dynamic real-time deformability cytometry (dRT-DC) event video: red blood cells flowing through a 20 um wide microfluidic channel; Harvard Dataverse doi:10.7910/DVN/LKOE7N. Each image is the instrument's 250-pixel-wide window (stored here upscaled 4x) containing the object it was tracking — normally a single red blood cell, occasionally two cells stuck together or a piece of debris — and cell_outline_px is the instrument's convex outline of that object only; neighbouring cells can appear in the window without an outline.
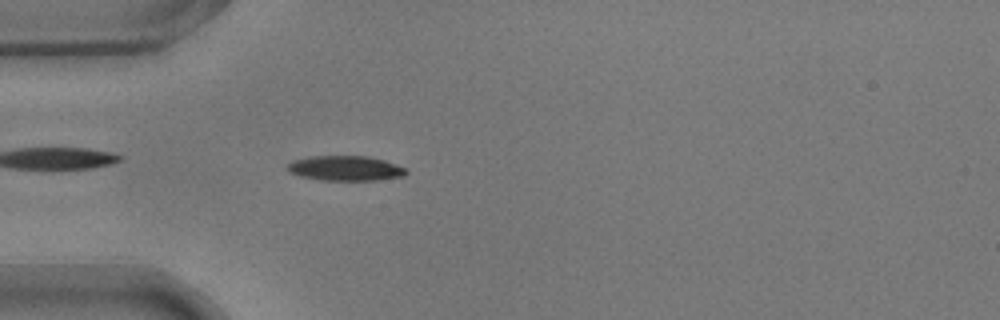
{"species": "common noctule bat (a hibernating species)", "species_latin": "Nyctalus noctula", "temperature_condition": "warm", "stored_images_in_passage": 54, "camera_frame_rate_fps": 3000, "um_per_image_px": 0.085, "animal": {"sex": "male", "body_mass_g": 17.9}, "frame": {"image": 1, "passage_image": 16, "time_ms": 5.0, "image_size_px": [1000, 320], "cell_outline_px": [[408, 172], [404, 176], [380, 180], [320, 180], [300, 176], [288, 172], [284, 168], [292, 160], [312, 156], [368, 156], [384, 160], [396, 164], [404, 168]], "centroid_in_image_um": [29.33, 14.3], "position_along_channel_um": 55.7, "area_um2": 17.4}}
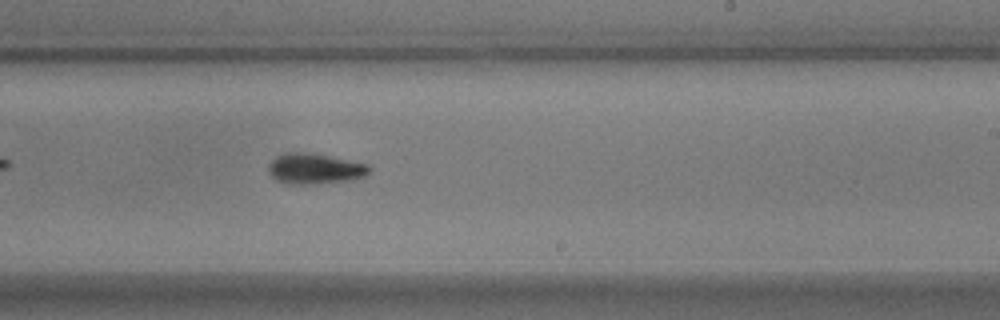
{"frame": {"image": 2, "passage_image": 33, "time_ms": 10.667, "image_size_px": [1000, 320], "cell_outline_px": [[372, 168], [364, 176], [352, 180], [312, 184], [288, 184], [276, 180], [268, 172], [268, 164], [276, 156], [292, 152], [304, 152], [328, 156], [368, 164]], "centroid_in_image_um": [26.74, 14.35], "position_along_channel_um": 262.3, "area_um2": 17.86}}
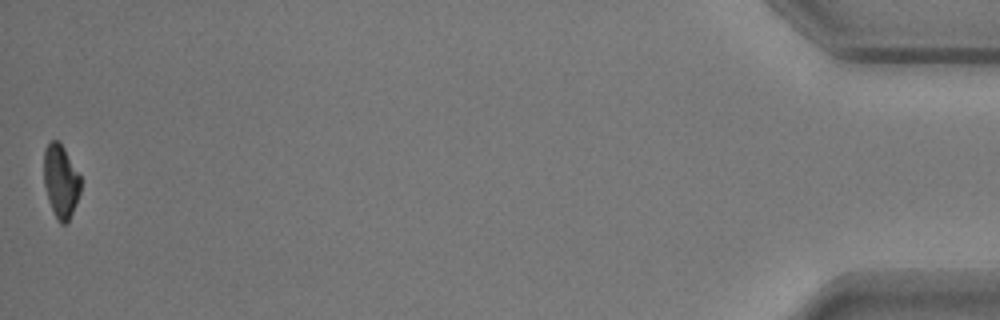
{"frame": {"image": 3, "passage_image": 54, "time_ms": 17.667, "image_size_px": [1000, 320], "cell_outline_px": [[80, 192], [72, 212], [68, 220], [64, 224], [60, 224], [48, 200], [44, 184], [44, 148], [52, 140], [60, 140], [80, 176]], "centroid_in_image_um": [5.15, 15.35], "position_along_channel_um": 430.0, "area_um2": 15.49}, "authors_computed_cell_mechanics": {"area_um2": 17.2822, "velocity_mm_per_s": 3.7416, "shape_relaxation_time_tau1_ms": 3.4024, "shape_relaxation_time_tau2_ms": null, "deformation_change_tau1": 0.1532, "deformation_change_tau2": null}}